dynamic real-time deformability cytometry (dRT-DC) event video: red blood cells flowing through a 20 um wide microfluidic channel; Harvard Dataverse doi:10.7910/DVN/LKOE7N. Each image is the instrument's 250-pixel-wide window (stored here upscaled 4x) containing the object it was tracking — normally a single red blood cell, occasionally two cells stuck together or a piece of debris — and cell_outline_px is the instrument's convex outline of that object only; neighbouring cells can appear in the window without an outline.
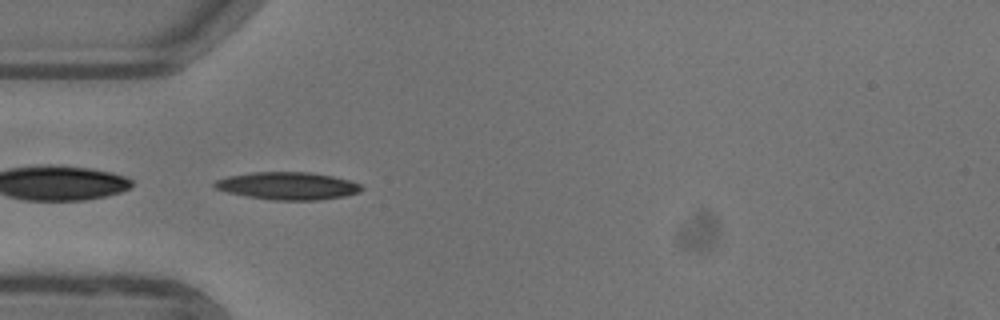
{"species": "common noctule bat (a hibernating species)", "species_latin": "Nyctalus noctula", "temperature_condition": "warm", "stored_images_in_passage": 37, "camera_frame_rate_fps": 3000, "um_per_image_px": 0.085, "animal": {"sex": "female"}, "frame": {"image": 1, "passage_image": 1, "time_ms": 0.0, "image_size_px": [1000, 320], "cell_outline_px": [[364, 188], [360, 192], [344, 196], [320, 200], [272, 200], [248, 196], [228, 192], [216, 188], [212, 184], [216, 180], [228, 176], [252, 172], [308, 172], [332, 176], [348, 180], [360, 184]], "centroid_in_image_um": [24.47, 15.8], "position_along_channel_um": 60.5, "area_um2": 23.47}}
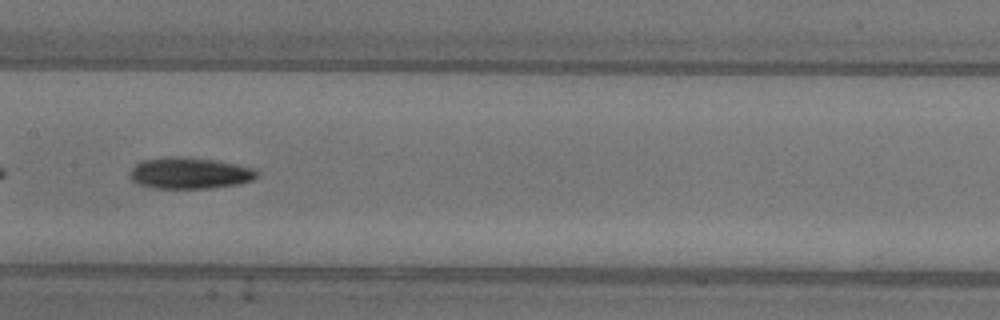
{"frame": {"image": 2, "passage_image": 11, "time_ms": 3.333, "image_size_px": [1000, 320], "cell_outline_px": [[256, 176], [252, 180], [240, 184], [212, 188], [156, 188], [140, 184], [132, 180], [132, 168], [136, 164], [144, 160], [164, 156], [184, 156], [216, 160], [252, 168], [256, 172]], "centroid_in_image_um": [16.13, 14.7], "position_along_channel_um": 191.3, "area_um2": 23.0}, "authors_computed_cell_mechanics": {"area_um2": 21.9062, "velocity_mm_per_s": 3.9551, "shape_relaxation_time_tau1_ms": 5.3822, "shape_relaxation_time_tau2_ms": 8.2783, "deformation_change_tau1": 0.1764, "deformation_change_tau2": 0.1677}}